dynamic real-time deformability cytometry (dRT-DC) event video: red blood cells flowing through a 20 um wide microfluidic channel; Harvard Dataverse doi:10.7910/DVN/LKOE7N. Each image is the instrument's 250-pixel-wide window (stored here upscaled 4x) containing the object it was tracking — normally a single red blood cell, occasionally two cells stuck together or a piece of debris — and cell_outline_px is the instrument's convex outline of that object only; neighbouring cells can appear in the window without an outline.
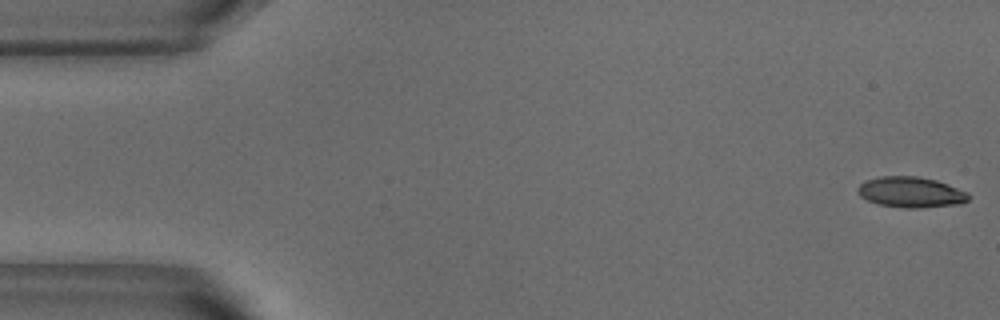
{"species": "common noctule bat (a hibernating species)", "species_latin": "Nyctalus noctula", "temperature_condition": "warm", "stored_images_in_passage": 52, "camera_frame_rate_fps": 3000, "um_per_image_px": 0.085, "animal": {"sex": "male", "body_mass_g": 18.8}, "frame": {"image": 1, "passage_image": 1, "time_ms": 0.0, "image_size_px": [1000, 320], "cell_outline_px": [[972, 196], [968, 200], [960, 204], [920, 208], [904, 208], [880, 204], [868, 200], [860, 196], [856, 192], [856, 188], [860, 184], [868, 180], [880, 176], [916, 176], [936, 180], [948, 184], [968, 192]], "centroid_in_image_um": [77.45, 16.34], "position_along_channel_um": 7.6, "area_um2": 19.88}}
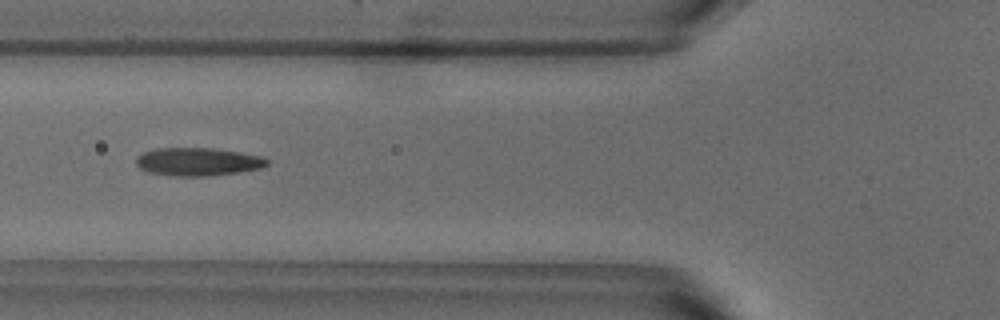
{"frame": {"image": 2, "passage_image": 19, "time_ms": 6.0, "image_size_px": [1000, 320], "cell_outline_px": [[268, 164], [260, 168], [240, 172], [208, 176], [172, 176], [148, 172], [140, 168], [136, 164], [136, 156], [144, 152], [156, 148], [212, 148], [240, 152], [264, 156], [268, 160]], "centroid_in_image_um": [16.82, 13.75], "position_along_channel_um": 109.0, "area_um2": 21.56}}
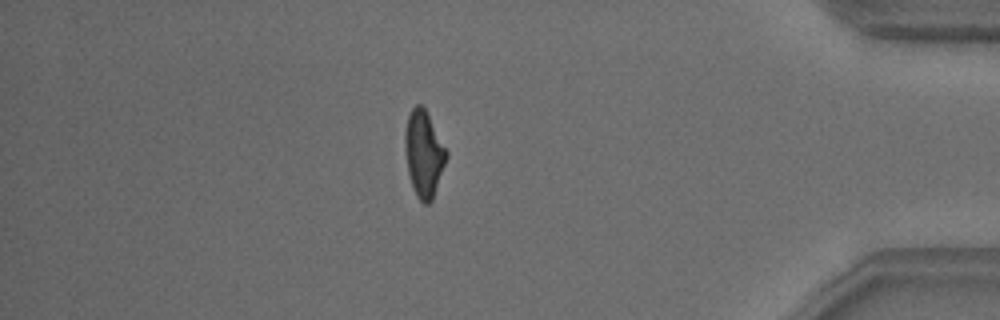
{"frame": {"image": 3, "passage_image": 45, "time_ms": 14.667, "image_size_px": [1000, 320], "cell_outline_px": [[448, 156], [432, 200], [428, 204], [424, 204], [416, 196], [408, 172], [404, 148], [404, 132], [408, 116], [412, 108], [416, 104], [420, 104], [424, 108], [448, 152]], "centroid_in_image_um": [36.01, 13.08], "position_along_channel_um": 399.2, "area_um2": 20.63}, "authors_computed_cell_mechanics": {"area_um2": 20.8369, "velocity_mm_per_s": 3.8093, "shape_relaxation_time_tau1_ms": 5.5269, "shape_relaxation_time_tau2_ms": 1.8205, "deformation_change_tau1": 0.2061, "deformation_change_tau2": 0.1125}}